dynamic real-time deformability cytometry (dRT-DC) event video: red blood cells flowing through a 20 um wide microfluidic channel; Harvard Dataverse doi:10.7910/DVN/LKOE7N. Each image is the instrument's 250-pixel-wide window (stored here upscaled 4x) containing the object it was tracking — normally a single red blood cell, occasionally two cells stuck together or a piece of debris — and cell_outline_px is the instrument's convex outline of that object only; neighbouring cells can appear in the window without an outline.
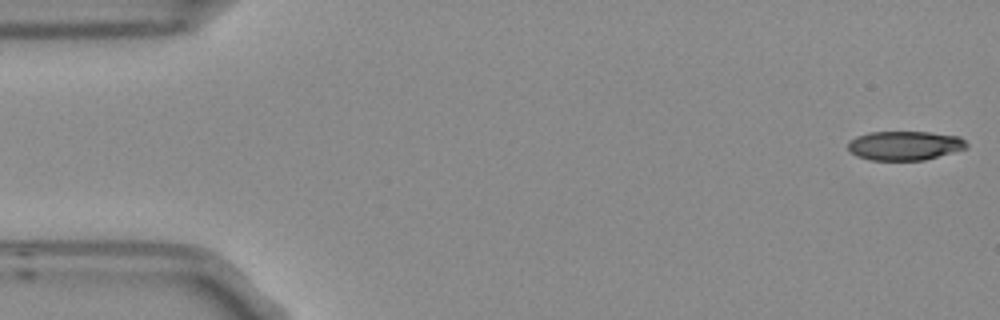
{"species": "Egyptian fruit bat (a non-hibernating species)", "species_latin": "Rousettus aegyptiacus", "temperature_condition": "room temperature", "stored_images_in_passage": 5, "camera_frame_rate_fps": 3000, "um_per_image_px": 0.085, "frame": {"image": 1, "passage_image": 1, "time_ms": 0.0, "image_size_px": [1000, 320], "cell_outline_px": [[968, 148], [924, 160], [868, 160], [856, 156], [848, 152], [848, 140], [856, 136], [868, 132], [928, 132], [960, 136], [968, 144]], "centroid_in_image_um": [76.86, 12.37], "position_along_channel_um": 8.1, "area_um2": 20.4}}
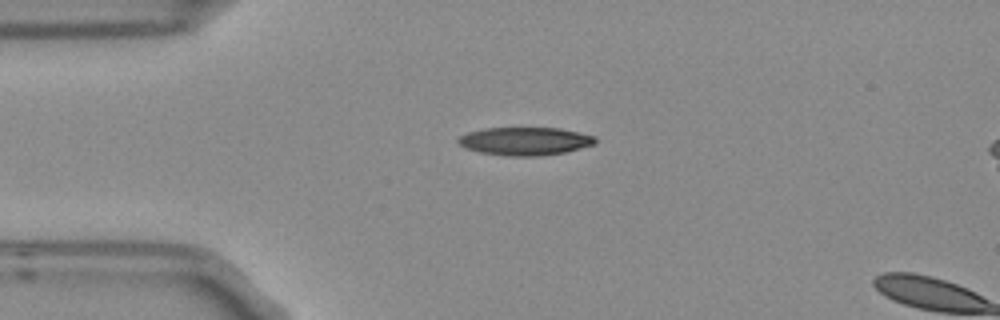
{"frame": {"image": 2, "passage_image": 4, "time_ms": 1.0, "image_size_px": [1000, 320], "cell_outline_px": [[596, 144], [564, 152], [540, 156], [508, 156], [480, 152], [464, 148], [456, 140], [460, 136], [468, 132], [484, 128], [560, 128], [596, 136]], "centroid_in_image_um": [44.62, 12.0], "position_along_channel_um": 40.4, "area_um2": 22.43}}